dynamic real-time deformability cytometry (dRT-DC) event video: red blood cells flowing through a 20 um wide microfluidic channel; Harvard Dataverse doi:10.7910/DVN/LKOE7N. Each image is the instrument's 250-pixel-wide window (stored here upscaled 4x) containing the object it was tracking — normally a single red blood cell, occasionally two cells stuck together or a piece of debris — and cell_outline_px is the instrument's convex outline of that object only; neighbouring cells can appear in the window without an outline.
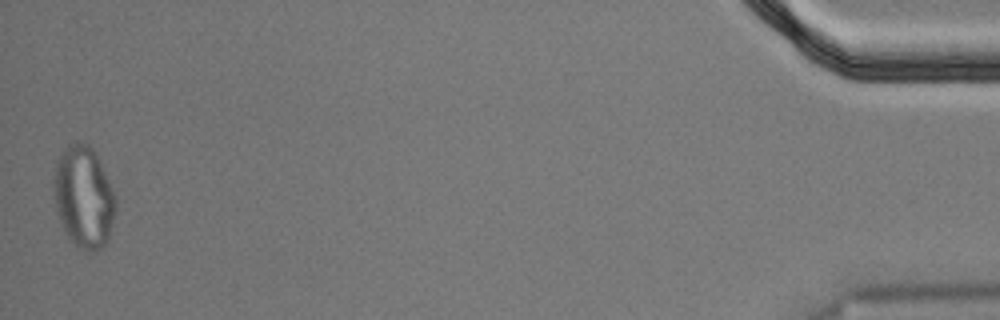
{"species": "Egyptian fruit bat (a non-hibernating species)", "species_latin": "Rousettus aegyptiacus", "temperature_condition": "cold", "stored_images_in_passage": 52, "segment_of_instrument_passage": [2, 2], "camera_frame_rate_fps": 3000, "um_per_image_px": 0.085, "animal": {"sex": "male"}, "frame": {"image": 1, "passage_image": 52, "time_ms": 17.0, "image_size_px": [1000, 320], "cell_outline_px": [[116, 212], [108, 240], [100, 248], [92, 252], [88, 252], [76, 248], [68, 236], [56, 212], [52, 188], [56, 160], [64, 148], [68, 144], [76, 140], [88, 144], [96, 152], [100, 160], [116, 196]], "centroid_in_image_um": [7.11, 16.72], "position_along_channel_um": 428.1, "area_um2": 37.45}}